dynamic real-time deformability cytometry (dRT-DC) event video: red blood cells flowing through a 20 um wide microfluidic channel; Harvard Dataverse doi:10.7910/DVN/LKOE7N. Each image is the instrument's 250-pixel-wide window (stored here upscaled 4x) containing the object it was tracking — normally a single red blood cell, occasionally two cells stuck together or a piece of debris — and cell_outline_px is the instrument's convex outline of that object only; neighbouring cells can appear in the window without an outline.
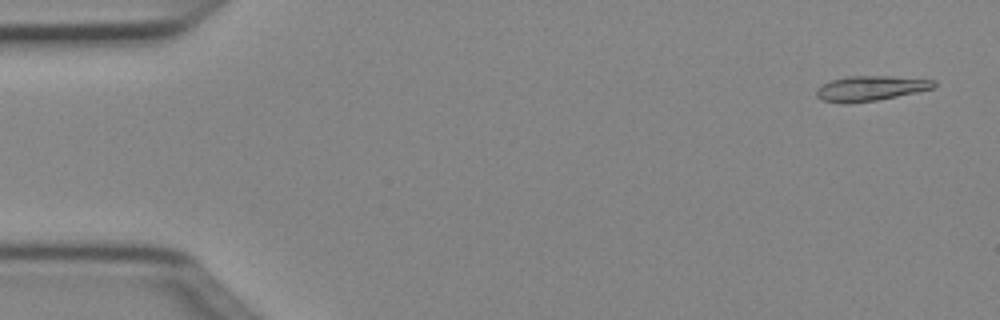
{"species": "Egyptian fruit bat (a non-hibernating species)", "species_latin": "Rousettus aegyptiacus", "temperature_condition": "cold", "stored_images_in_passage": 4, "camera_frame_rate_fps": 3000, "um_per_image_px": 0.085, "animal": {"sex": "female"}, "frame": {"image": 1, "passage_image": 1, "time_ms": 0.0, "image_size_px": [1000, 320], "cell_outline_px": [[936, 84], [932, 88], [916, 92], [876, 100], [848, 104], [844, 104], [824, 100], [816, 96], [816, 88], [832, 80], [844, 76], [892, 76], [936, 80]], "centroid_in_image_um": [73.97, 7.5], "position_along_channel_um": 11.0, "area_um2": 17.05}}
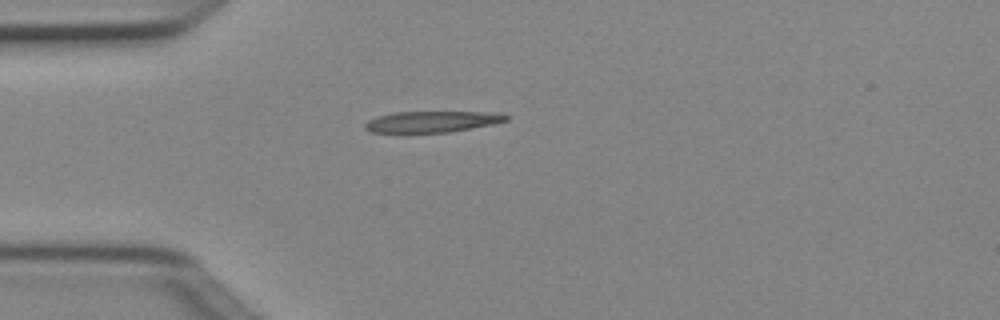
{"frame": {"image": 2, "passage_image": 4, "time_ms": 1.0, "image_size_px": [1000, 320], "cell_outline_px": [[508, 120], [492, 124], [448, 132], [372, 132], [364, 128], [364, 124], [368, 120], [376, 116], [392, 112], [500, 112], [508, 116]], "centroid_in_image_um": [36.71, 10.32], "position_along_channel_um": 48.3, "area_um2": 17.28}}